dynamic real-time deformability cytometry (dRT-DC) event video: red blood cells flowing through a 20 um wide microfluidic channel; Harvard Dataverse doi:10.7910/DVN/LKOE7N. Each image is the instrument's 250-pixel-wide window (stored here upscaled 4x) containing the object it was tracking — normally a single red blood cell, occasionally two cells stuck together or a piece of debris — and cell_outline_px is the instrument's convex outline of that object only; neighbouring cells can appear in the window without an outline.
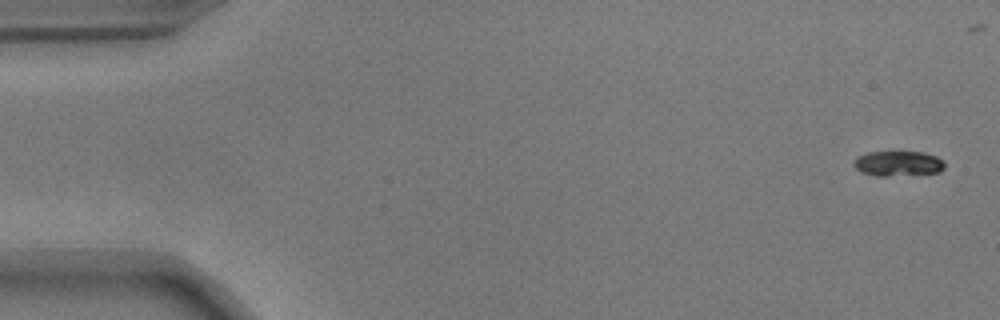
{"species": "common noctule bat (a hibernating species)", "species_latin": "Nyctalus noctula", "temperature_condition": "warm", "stored_images_in_passage": 45, "camera_frame_rate_fps": 3000, "um_per_image_px": 0.085, "animal": {"sex": "male", "body_mass_g": 17.9}, "frame": {"image": 1, "passage_image": 1, "time_ms": 0.0, "image_size_px": [1000, 320], "cell_outline_px": [[944, 168], [940, 172], [884, 176], [876, 176], [860, 172], [852, 164], [852, 160], [856, 156], [868, 152], [924, 152], [936, 156], [944, 160]], "centroid_in_image_um": [76.29, 13.89], "position_along_channel_um": 8.7, "area_um2": 13.41}}
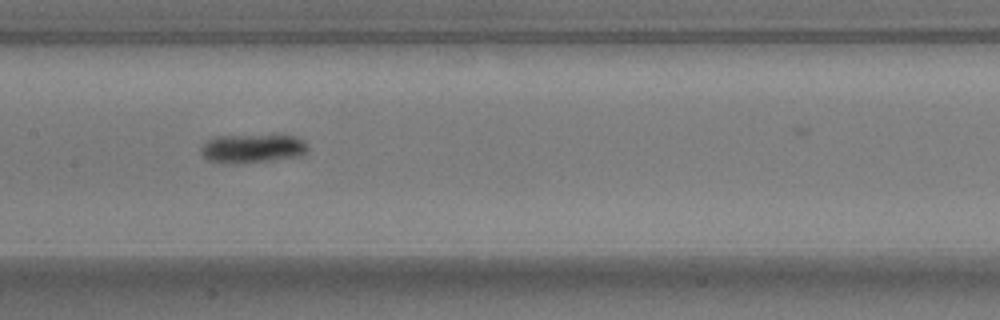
{"frame": {"image": 2, "passage_image": 26, "time_ms": 8.333, "image_size_px": [1000, 320], "cell_outline_px": [[308, 152], [300, 156], [268, 160], [212, 160], [204, 156], [200, 152], [200, 148], [208, 140], [216, 136], [296, 136], [304, 140], [308, 144]], "centroid_in_image_um": [21.56, 12.56], "position_along_channel_um": 185.8, "area_um2": 16.76}}
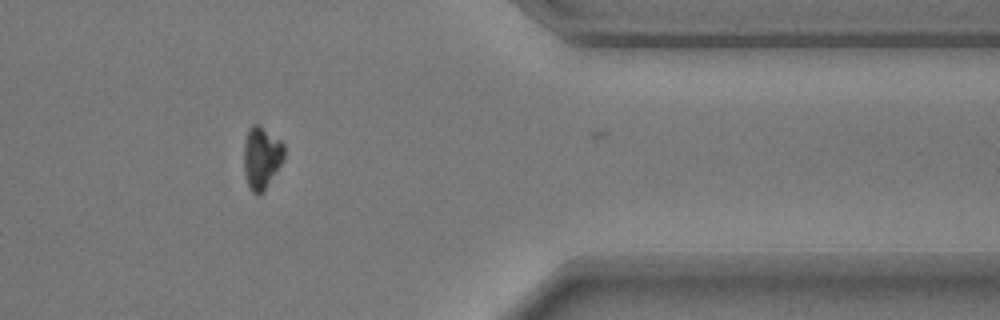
{"frame": {"image": 3, "passage_image": 44, "time_ms": 14.333, "image_size_px": [1000, 320], "cell_outline_px": [[284, 160], [264, 192], [256, 196], [252, 192], [248, 184], [244, 172], [244, 144], [248, 128], [252, 124], [260, 124], [280, 140], [284, 144]], "centroid_in_image_um": [22.24, 13.4], "position_along_channel_um": 389.2, "area_um2": 14.91}, "authors_computed_cell_mechanics": {"area_um2": 15.6638, "velocity_mm_per_s": 3.7232, "shape_relaxation_time_tau1_ms": 2.8084, "shape_relaxation_time_tau2_ms": null, "deformation_change_tau1": 0.1644, "deformation_change_tau2": null}}